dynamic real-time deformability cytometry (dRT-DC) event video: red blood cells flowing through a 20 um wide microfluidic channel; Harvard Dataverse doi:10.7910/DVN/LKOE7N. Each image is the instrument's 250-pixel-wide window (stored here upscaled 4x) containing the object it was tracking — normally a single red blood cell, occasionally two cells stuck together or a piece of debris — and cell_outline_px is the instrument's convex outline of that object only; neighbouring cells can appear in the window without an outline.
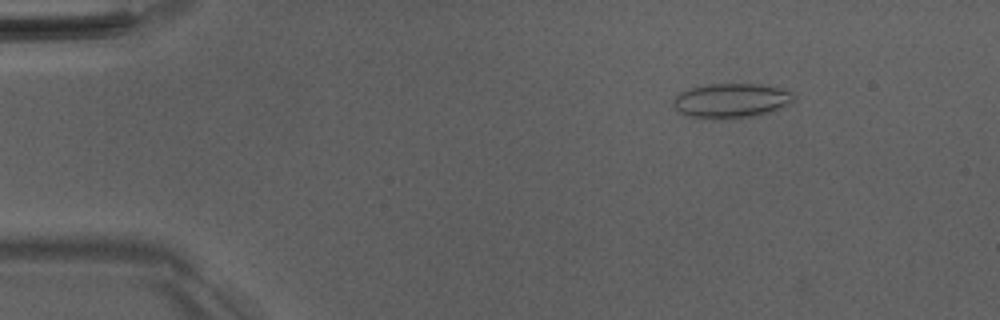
{"species": "Egyptian fruit bat (a non-hibernating species)", "species_latin": "Rousettus aegyptiacus", "temperature_condition": "room temperature", "stored_images_in_passage": 51, "camera_frame_rate_fps": 3000, "um_per_image_px": 0.085, "animal": {"sex": "male"}, "frame": {"image": 1, "passage_image": 7, "time_ms": 2.0, "image_size_px": [1000, 320], "cell_outline_px": [[796, 96], [792, 100], [768, 112], [752, 116], [692, 116], [680, 112], [672, 104], [672, 100], [680, 92], [688, 88], [708, 84], [760, 84], [780, 88], [792, 92]], "centroid_in_image_um": [62.12, 8.49], "position_along_channel_um": 22.9, "area_um2": 23.12}}
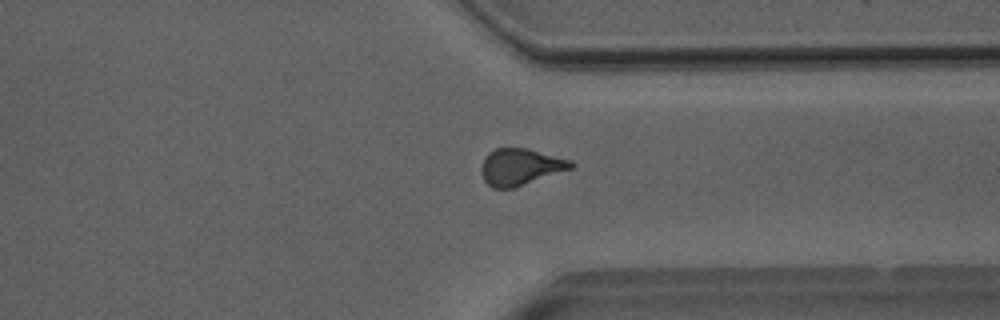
{"frame": {"image": 2, "passage_image": 39, "time_ms": 12.667, "image_size_px": [1000, 320], "cell_outline_px": [[576, 164], [572, 168], [512, 188], [492, 188], [484, 180], [480, 172], [480, 168], [488, 152], [496, 148], [528, 148], [572, 160]], "centroid_in_image_um": [44.23, 14.17], "position_along_channel_um": 367.2, "area_um2": 19.07}}
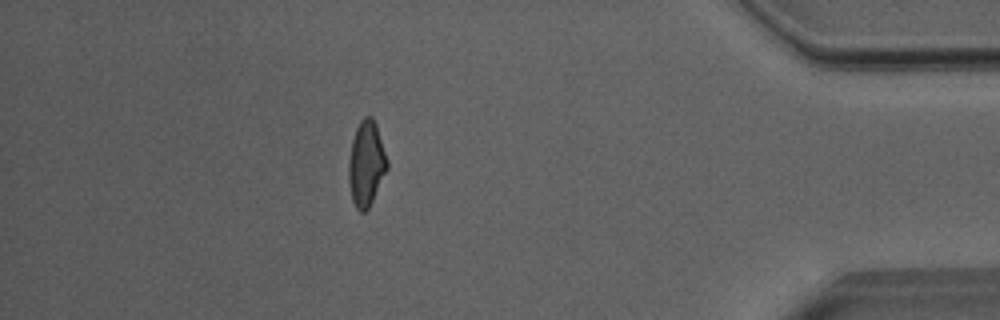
{"frame": {"image": 3, "passage_image": 45, "time_ms": 14.667, "image_size_px": [1000, 320], "cell_outline_px": [[388, 168], [368, 208], [364, 212], [360, 212], [356, 208], [352, 200], [348, 180], [348, 160], [352, 140], [356, 128], [360, 120], [364, 116], [372, 116], [376, 124], [388, 160]], "centroid_in_image_um": [31.12, 13.89], "position_along_channel_um": 404.1, "area_um2": 19.13}, "authors_computed_cell_mechanics": {"area_um2": 19.7676, "velocity_mm_per_s": 4.0277, "shape_relaxation_time_tau1_ms": null, "shape_relaxation_time_tau2_ms": 1.7581, "deformation_change_tau1": null, "deformation_change_tau2": 0.0883}}